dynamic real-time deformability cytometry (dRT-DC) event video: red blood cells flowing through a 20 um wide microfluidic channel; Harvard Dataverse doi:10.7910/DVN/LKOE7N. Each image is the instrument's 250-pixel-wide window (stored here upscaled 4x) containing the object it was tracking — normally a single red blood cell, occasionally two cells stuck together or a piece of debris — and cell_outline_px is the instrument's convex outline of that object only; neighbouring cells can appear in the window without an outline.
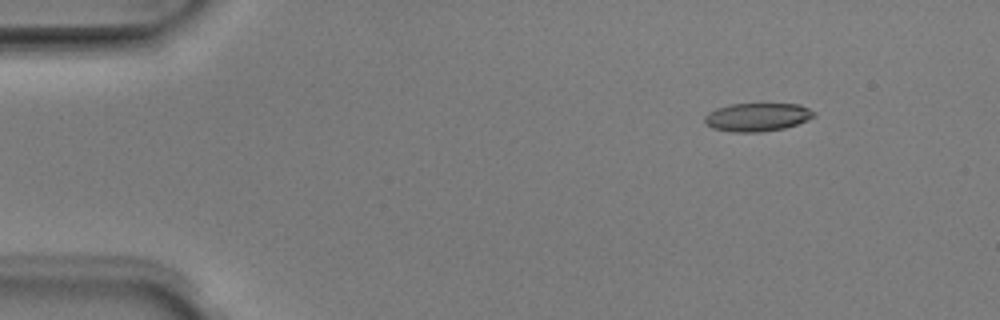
{"species": "Egyptian fruit bat (a non-hibernating species)", "species_latin": "Rousettus aegyptiacus", "temperature_condition": "room temperature", "stored_images_in_passage": 3, "camera_frame_rate_fps": 3000, "um_per_image_px": 0.085, "animal": {"sex": "male"}, "frame": {"image": 1, "passage_image": 2, "time_ms": 0.333, "image_size_px": [1000, 320], "cell_outline_px": [[816, 116], [808, 120], [784, 128], [760, 132], [732, 132], [712, 128], [704, 124], [704, 116], [708, 112], [716, 108], [732, 104], [800, 104], [816, 112]], "centroid_in_image_um": [64.35, 9.95], "position_along_channel_um": 20.6, "area_um2": 18.15}}
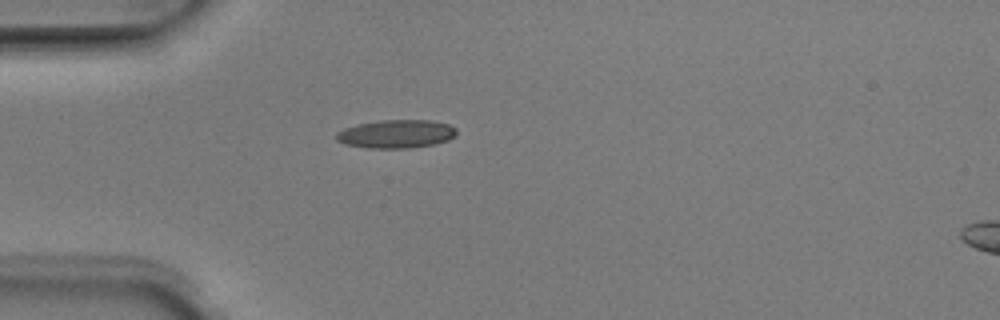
{"frame": {"image": 2, "passage_image": 3, "time_ms": 0.667, "image_size_px": [1000, 320], "cell_outline_px": [[456, 132], [448, 140], [436, 144], [412, 148], [368, 148], [344, 144], [336, 140], [336, 132], [344, 128], [356, 124], [380, 120], [432, 120], [448, 124], [456, 128]], "centroid_in_image_um": [33.65, 11.38], "position_along_channel_um": 51.3, "area_um2": 20.0}}